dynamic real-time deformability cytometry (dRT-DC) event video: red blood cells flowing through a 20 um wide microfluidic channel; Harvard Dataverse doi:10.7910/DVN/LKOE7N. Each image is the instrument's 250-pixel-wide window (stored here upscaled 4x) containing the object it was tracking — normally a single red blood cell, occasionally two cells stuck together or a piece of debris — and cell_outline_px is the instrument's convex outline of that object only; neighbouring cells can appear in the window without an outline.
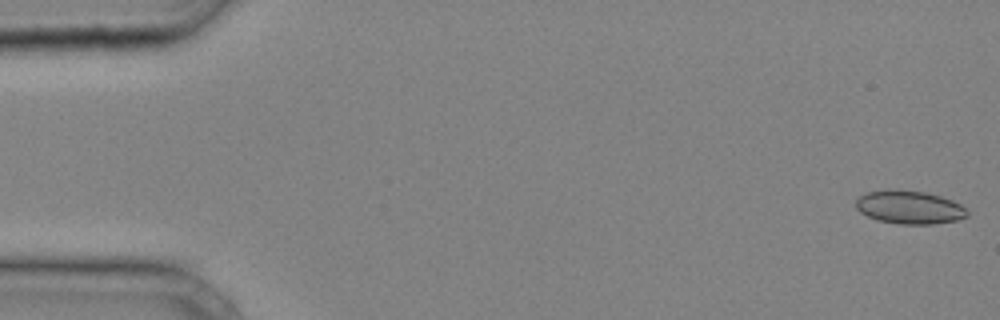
{"species": "common noctule bat (a hibernating species)", "species_latin": "Nyctalus noctula", "temperature_condition": "cold", "stored_images_in_passage": 20, "camera_frame_rate_fps": 3000, "um_per_image_px": 0.085, "animal": {"sex": "male", "body_mass_g": 20.4}, "frame": {"image": 1, "passage_image": 1, "time_ms": 0.0, "image_size_px": [1000, 320], "cell_outline_px": [[968, 216], [956, 220], [932, 224], [900, 224], [876, 220], [860, 212], [856, 208], [856, 200], [860, 196], [868, 192], [924, 192], [940, 196], [952, 200], [960, 204], [968, 212]], "centroid_in_image_um": [77.33, 17.66], "position_along_channel_um": 7.7, "area_um2": 20.81}}
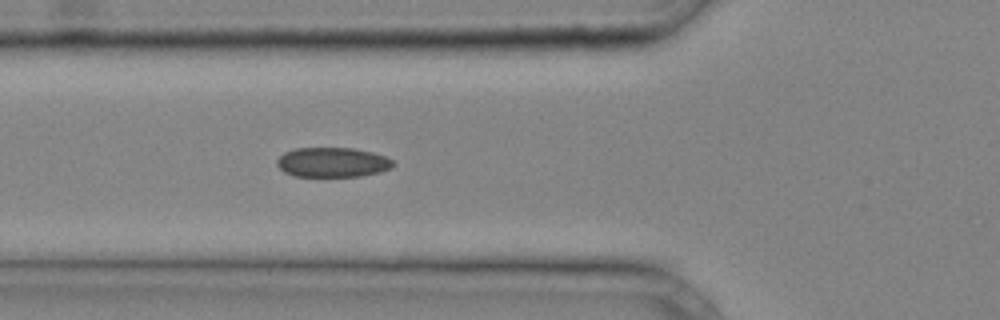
{"frame": {"image": 2, "passage_image": 15, "time_ms": 4.667, "image_size_px": [1000, 320], "cell_outline_px": [[396, 164], [392, 168], [380, 172], [360, 176], [296, 176], [284, 172], [276, 164], [276, 160], [284, 152], [296, 148], [356, 148], [372, 152], [384, 156], [392, 160]], "centroid_in_image_um": [28.27, 13.79], "position_along_channel_um": 97.5, "area_um2": 20.17}}
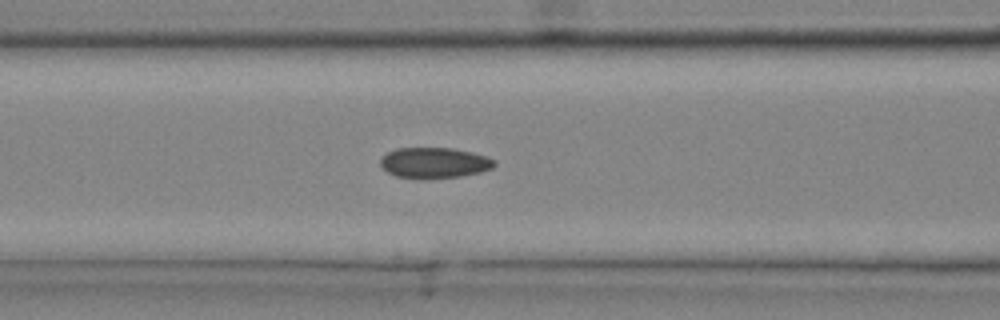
{"frame": {"image": 3, "passage_image": 17, "time_ms": 5.333, "image_size_px": [1000, 320], "cell_outline_px": [[496, 164], [492, 168], [480, 172], [460, 176], [396, 176], [388, 172], [380, 164], [380, 160], [388, 152], [396, 148], [452, 148], [472, 152], [488, 156], [496, 160]], "centroid_in_image_um": [36.97, 13.79], "position_along_channel_um": 129.6, "area_um2": 19.65}}